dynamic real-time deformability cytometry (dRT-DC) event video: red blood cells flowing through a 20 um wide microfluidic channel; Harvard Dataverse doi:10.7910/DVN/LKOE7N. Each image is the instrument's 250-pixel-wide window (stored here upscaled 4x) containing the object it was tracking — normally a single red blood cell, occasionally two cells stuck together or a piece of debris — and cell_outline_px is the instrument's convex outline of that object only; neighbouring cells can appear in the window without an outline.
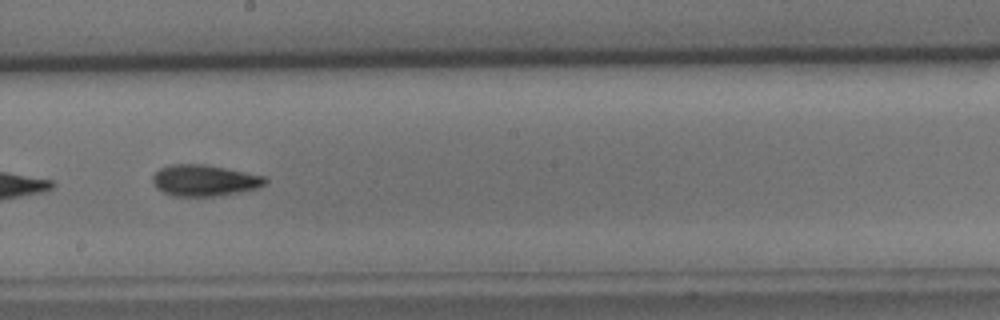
{"species": "common noctule bat (a hibernating species)", "species_latin": "Nyctalus noctula", "temperature_condition": "cold", "stored_images_in_passage": 9, "camera_frame_rate_fps": 3000, "um_per_image_px": 0.085, "animal": {"sex": "male", "body_mass_g": 15.6}, "frame": {"image": 1, "passage_image": 8, "time_ms": 8.0, "image_size_px": [1000, 320], "cell_outline_px": [[268, 180], [264, 184], [256, 188], [240, 192], [216, 196], [176, 196], [164, 192], [156, 188], [152, 180], [152, 176], [160, 168], [172, 164], [204, 164], [264, 176]], "centroid_in_image_um": [17.35, 15.34], "position_along_channel_um": 230.9, "area_um2": 20.29}}